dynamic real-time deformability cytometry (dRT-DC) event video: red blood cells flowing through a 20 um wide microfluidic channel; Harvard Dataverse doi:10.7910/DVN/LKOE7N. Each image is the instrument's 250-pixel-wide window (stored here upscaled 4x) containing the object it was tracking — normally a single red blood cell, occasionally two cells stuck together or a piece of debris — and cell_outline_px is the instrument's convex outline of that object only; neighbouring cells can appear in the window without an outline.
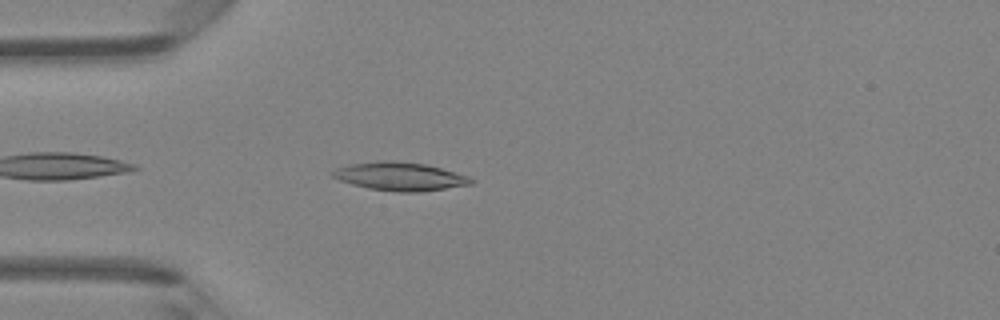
{"species": "Egyptian fruit bat (a non-hibernating species)", "species_latin": "Rousettus aegyptiacus", "temperature_condition": "room temperature", "stored_images_in_passage": 33, "camera_frame_rate_fps": 3000, "um_per_image_px": 0.085, "animal": {"sex": "female"}, "frame": {"image": 1, "passage_image": 3, "time_ms": 0.667, "image_size_px": [1000, 320], "cell_outline_px": [[476, 180], [472, 184], [420, 192], [396, 192], [368, 188], [352, 184], [340, 180], [332, 176], [328, 172], [336, 168], [352, 164], [376, 160], [396, 160], [428, 164], [468, 176]], "centroid_in_image_um": [33.99, 14.98], "position_along_channel_um": 51.0, "area_um2": 23.12}}
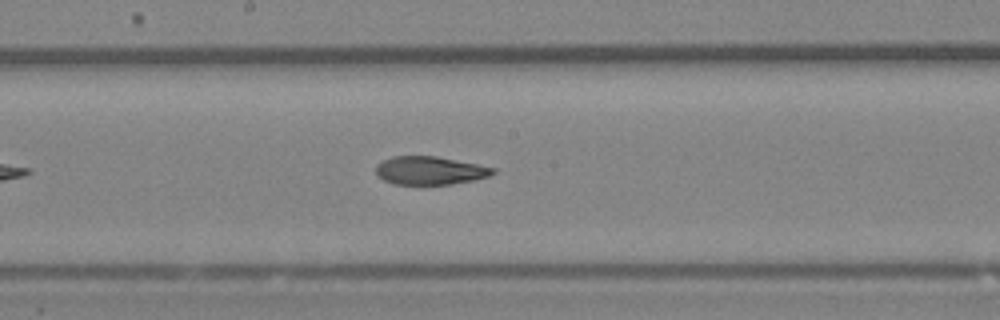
{"frame": {"image": 2, "passage_image": 15, "time_ms": 4.667, "image_size_px": [1000, 320], "cell_outline_px": [[496, 172], [488, 176], [472, 180], [452, 184], [396, 184], [384, 180], [376, 176], [376, 164], [392, 156], [436, 156], [496, 168]], "centroid_in_image_um": [36.51, 14.49], "position_along_channel_um": 211.7, "area_um2": 19.13}}
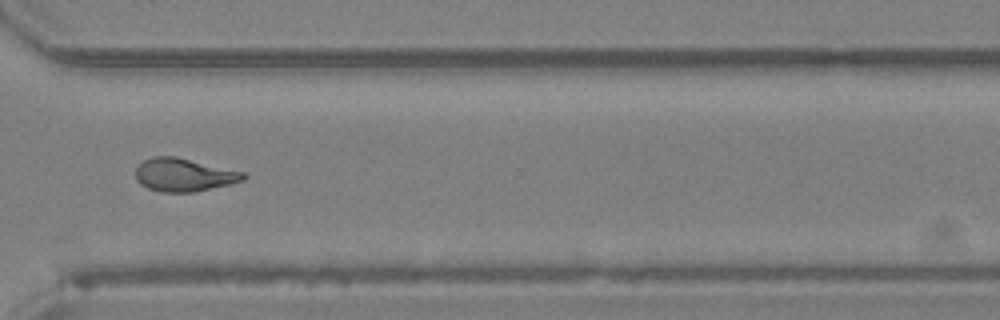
{"frame": {"image": 3, "passage_image": 25, "time_ms": 8.0, "image_size_px": [1000, 320], "cell_outline_px": [[248, 176], [244, 180], [232, 184], [192, 192], [160, 192], [148, 188], [140, 184], [136, 180], [136, 168], [144, 160], [152, 156], [176, 156], [244, 172]], "centroid_in_image_um": [15.64, 14.86], "position_along_channel_um": 355.0, "area_um2": 20.87}, "authors_computed_cell_mechanics": {"area_um2": 20.4612, "velocity_mm_per_s": 4.2924, "shape_relaxation_time_tau1_ms": null, "shape_relaxation_time_tau2_ms": 3.8878, "deformation_change_tau1": null, "deformation_change_tau2": 0.1092}}